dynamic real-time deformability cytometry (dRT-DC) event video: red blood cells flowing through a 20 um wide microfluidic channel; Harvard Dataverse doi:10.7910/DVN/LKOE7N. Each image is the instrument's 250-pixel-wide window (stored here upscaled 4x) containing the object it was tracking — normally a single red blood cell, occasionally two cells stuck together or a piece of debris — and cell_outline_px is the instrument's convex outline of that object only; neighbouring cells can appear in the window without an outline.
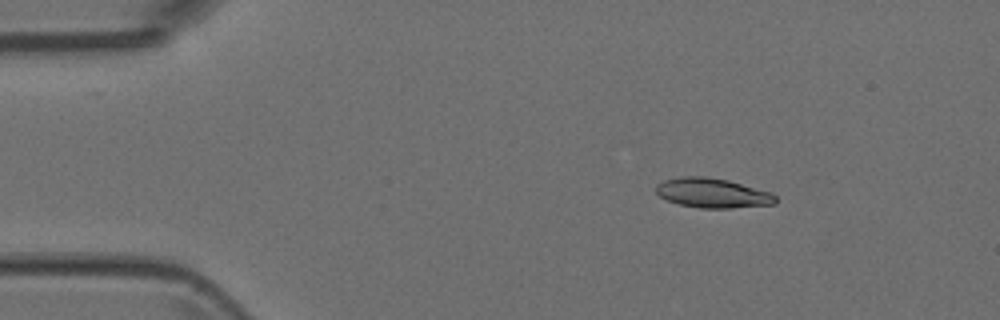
{"species": "Egyptian fruit bat (a non-hibernating species)", "species_latin": "Rousettus aegyptiacus", "temperature_condition": "room temperature", "stored_images_in_passage": 4, "camera_frame_rate_fps": 3000, "um_per_image_px": 0.085, "animal": {"sex": "female"}, "frame": {"image": 1, "passage_image": 2, "time_ms": 0.333, "image_size_px": [1000, 320], "cell_outline_px": [[776, 204], [728, 208], [700, 208], [680, 204], [668, 200], [660, 196], [656, 192], [656, 184], [664, 180], [680, 176], [704, 176], [728, 180], [772, 192], [776, 196]], "centroid_in_image_um": [60.57, 16.4], "position_along_channel_um": 24.4, "area_um2": 20.63}}